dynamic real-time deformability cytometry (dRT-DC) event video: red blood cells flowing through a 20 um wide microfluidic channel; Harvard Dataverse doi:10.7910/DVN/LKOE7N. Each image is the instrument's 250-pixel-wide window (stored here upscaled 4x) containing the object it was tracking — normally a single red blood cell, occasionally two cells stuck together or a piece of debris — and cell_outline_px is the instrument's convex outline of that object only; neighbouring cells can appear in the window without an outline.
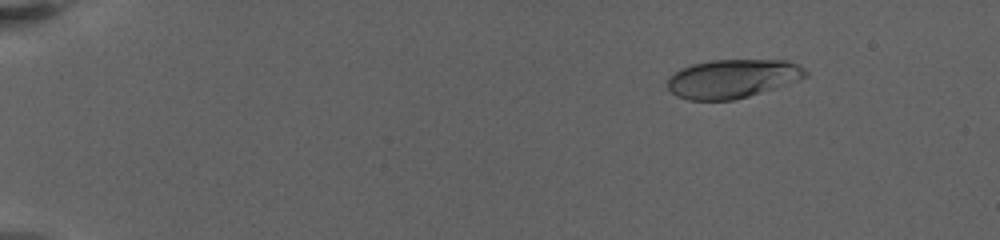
{"species": "human", "species_latin": "Homo sapiens", "temperature_condition": "warm", "stored_images_in_passage": 82, "camera_frame_rate_fps": 3000, "um_per_image_px": 0.085, "donor": {"sex": "female"}, "frame": {"image": 1, "passage_image": 14, "time_ms": 3.0, "image_size_px": [1000, 240], "cell_outline_px": [[808, 76], [748, 96], [732, 100], [688, 100], [676, 96], [668, 88], [668, 76], [680, 68], [692, 64], [712, 60], [788, 60], [800, 64], [808, 72]], "centroid_in_image_um": [62.23, 6.67], "position_along_channel_um": 22.8, "area_um2": 31.04}}
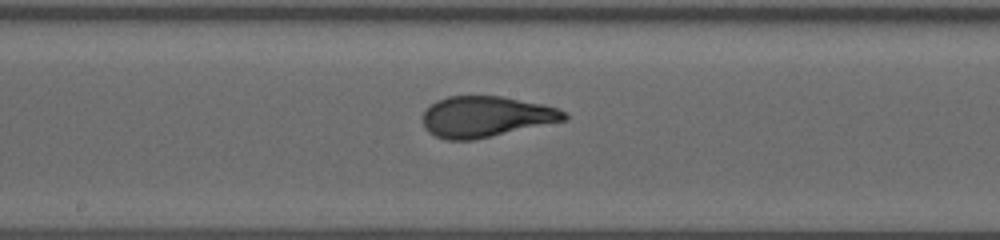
{"frame": {"image": 2, "passage_image": 48, "time_ms": 12.667, "image_size_px": [1000, 240], "cell_outline_px": [[568, 120], [472, 140], [444, 140], [428, 132], [424, 128], [420, 120], [420, 116], [436, 100], [448, 96], [500, 96], [544, 104], [560, 108], [568, 116]], "centroid_in_image_um": [41.28, 9.92], "position_along_channel_um": 206.9, "area_um2": 33.99}}
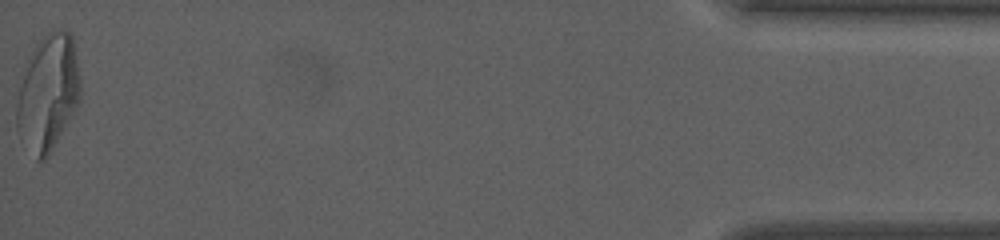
{"frame": {"image": 3, "passage_image": 81, "time_ms": 22.333, "image_size_px": [1000, 240], "cell_outline_px": [[80, 100], [48, 156], [44, 160], [36, 160], [16, 128], [16, 104], [20, 88], [28, 60], [36, 44], [48, 32], [60, 28], [68, 32], [72, 36], [80, 80]], "centroid_in_image_um": [4.08, 7.88], "position_along_channel_um": 431.1, "area_um2": 42.19}, "authors_computed_cell_mechanics": {"area_um2": 33.4662, "velocity_mm_per_s": 3.1871, "shape_relaxation_time_tau1_ms": 4.9568, "shape_relaxation_time_tau2_ms": 0.7419, "deformation_change_tau1": 0.2226, "deformation_change_tau2": 0.075}}